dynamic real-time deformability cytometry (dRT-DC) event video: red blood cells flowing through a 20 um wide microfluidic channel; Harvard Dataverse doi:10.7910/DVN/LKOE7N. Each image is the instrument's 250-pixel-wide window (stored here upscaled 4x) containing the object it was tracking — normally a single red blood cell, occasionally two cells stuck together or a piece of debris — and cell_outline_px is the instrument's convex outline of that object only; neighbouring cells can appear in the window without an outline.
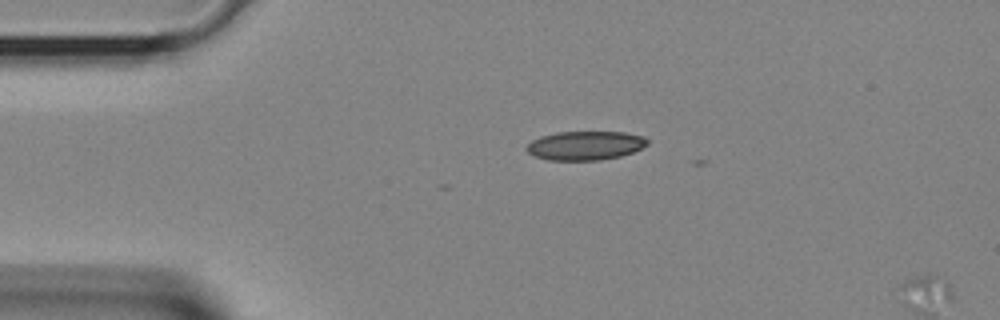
{"species": "Egyptian fruit bat (a non-hibernating species)", "species_latin": "Rousettus aegyptiacus", "temperature_condition": "room temperature", "stored_images_in_passage": 3, "camera_frame_rate_fps": 3000, "um_per_image_px": 0.085, "animal": {"sex": "female"}, "frame": {"image": 1, "passage_image": 1, "time_ms": 0.0, "image_size_px": [1000, 320], "cell_outline_px": [[648, 144], [632, 152], [620, 156], [600, 160], [548, 160], [536, 156], [528, 152], [524, 148], [532, 140], [540, 136], [556, 132], [624, 132], [644, 136], [648, 140]], "centroid_in_image_um": [49.73, 12.36], "position_along_channel_um": 35.3, "area_um2": 20.35}}